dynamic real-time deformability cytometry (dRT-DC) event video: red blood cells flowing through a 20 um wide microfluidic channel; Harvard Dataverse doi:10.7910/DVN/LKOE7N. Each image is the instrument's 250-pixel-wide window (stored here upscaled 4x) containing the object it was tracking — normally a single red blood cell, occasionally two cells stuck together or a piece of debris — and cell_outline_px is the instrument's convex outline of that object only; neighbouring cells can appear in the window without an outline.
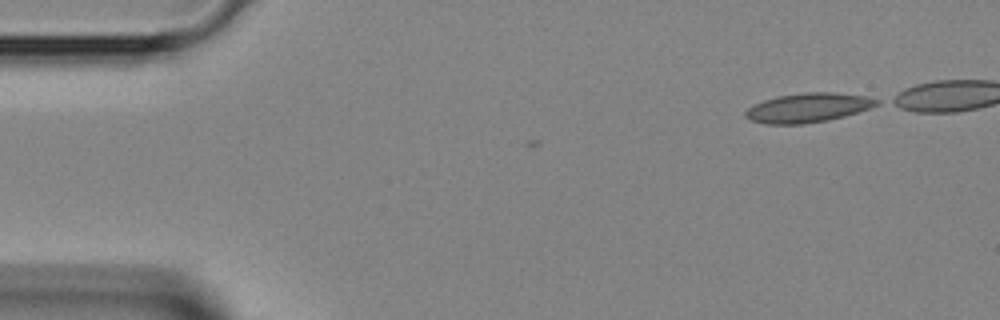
{"species": "Egyptian fruit bat (a non-hibernating species)", "species_latin": "Rousettus aegyptiacus", "temperature_condition": "room temperature", "stored_images_in_passage": 2, "camera_frame_rate_fps": 3000, "um_per_image_px": 0.085, "animal": {"sex": "female"}, "frame": {"image": 1, "passage_image": 2, "time_ms": 0.333, "image_size_px": [1000, 320], "cell_outline_px": [[880, 104], [844, 116], [828, 120], [804, 124], [764, 124], [748, 120], [744, 116], [744, 112], [752, 104], [776, 96], [804, 92], [832, 92], [868, 96], [880, 100]], "centroid_in_image_um": [68.64, 9.15], "position_along_channel_um": 16.4, "area_um2": 22.6}}